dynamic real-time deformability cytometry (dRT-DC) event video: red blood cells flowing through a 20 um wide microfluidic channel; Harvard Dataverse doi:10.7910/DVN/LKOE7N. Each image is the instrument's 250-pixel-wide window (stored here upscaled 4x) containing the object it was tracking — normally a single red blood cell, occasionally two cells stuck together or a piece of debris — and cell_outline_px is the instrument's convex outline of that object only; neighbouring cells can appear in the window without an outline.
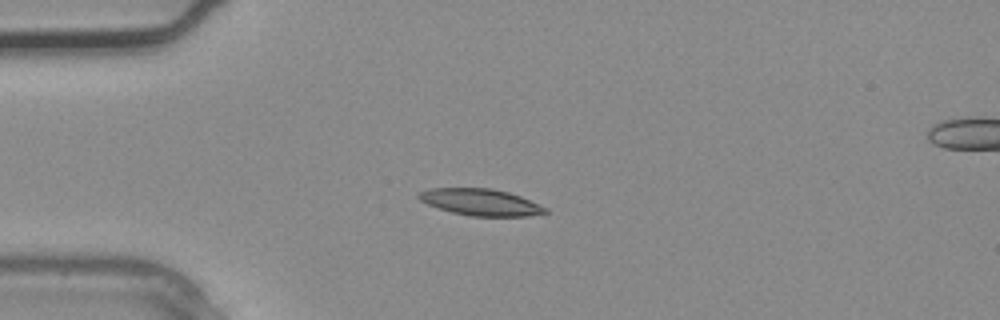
{"species": "common noctule bat (a hibernating species)", "species_latin": "Nyctalus noctula", "temperature_condition": "warm", "stored_images_in_passage": 2, "camera_frame_rate_fps": 3000, "um_per_image_px": 0.085, "animal": {"sex": "male", "body_mass_g": 20.4}, "frame": {"image": 1, "passage_image": 1, "time_ms": 0.0, "image_size_px": [1000, 320], "cell_outline_px": [[548, 212], [528, 216], [468, 216], [452, 212], [428, 204], [420, 200], [416, 196], [416, 192], [432, 188], [492, 188], [508, 192], [520, 196], [548, 208]], "centroid_in_image_um": [40.84, 17.18], "position_along_channel_um": 44.2, "area_um2": 19.65}}